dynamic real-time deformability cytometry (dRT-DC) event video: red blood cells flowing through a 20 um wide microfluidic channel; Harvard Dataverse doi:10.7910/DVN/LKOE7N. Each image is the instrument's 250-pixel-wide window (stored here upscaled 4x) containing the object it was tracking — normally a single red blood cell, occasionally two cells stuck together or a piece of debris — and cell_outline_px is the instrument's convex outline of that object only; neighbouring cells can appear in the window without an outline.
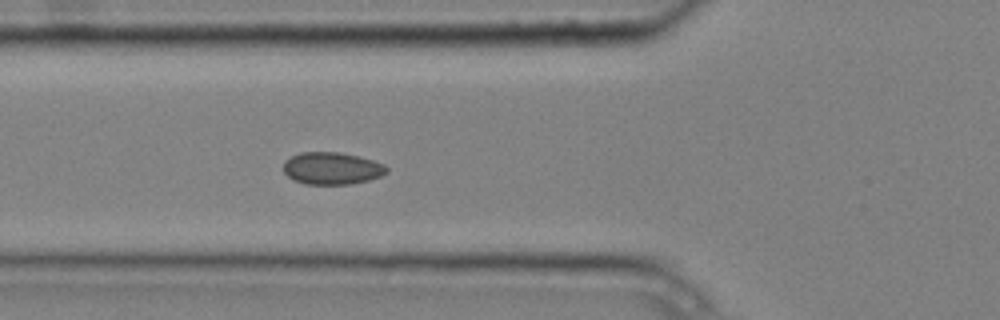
{"species": "common noctule bat (a hibernating species)", "species_latin": "Nyctalus noctula", "temperature_condition": "cold", "stored_images_in_passage": 5, "camera_frame_rate_fps": 3000, "um_per_image_px": 0.085, "animal": {"sex": "male", "body_mass_g": 20.4}, "frame": {"image": 1, "passage_image": 5, "time_ms": 1.333, "image_size_px": [1000, 320], "cell_outline_px": [[388, 172], [380, 176], [368, 180], [348, 184], [304, 184], [292, 180], [284, 172], [284, 160], [300, 152], [340, 152], [372, 160], [384, 164], [388, 168]], "centroid_in_image_um": [28.19, 14.31], "position_along_channel_um": 97.6, "area_um2": 19.36}}